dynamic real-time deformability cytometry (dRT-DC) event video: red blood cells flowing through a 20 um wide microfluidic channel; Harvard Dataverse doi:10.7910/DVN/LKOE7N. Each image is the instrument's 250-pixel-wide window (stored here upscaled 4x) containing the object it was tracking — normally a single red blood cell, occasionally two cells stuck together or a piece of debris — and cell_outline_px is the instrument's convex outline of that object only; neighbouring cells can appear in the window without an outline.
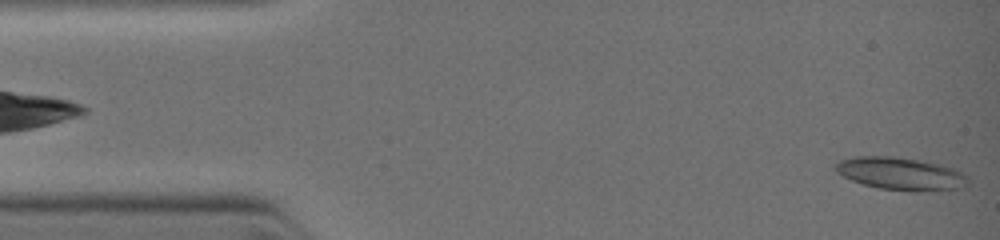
{"species": "common noctule bat (a hibernating species)", "species_latin": "Nyctalus noctula", "temperature_condition": "warm", "stored_images_in_passage": 6, "camera_frame_rate_fps": 3000, "um_per_image_px": 0.085, "animal": {"sex": "female", "body_mass_g": 19.0, "forearm_length_mm": 51.5}, "frame": {"image": 1, "passage_image": 6, "time_ms": 3.333, "image_size_px": [1000, 240], "cell_outline_px": [[968, 180], [956, 188], [880, 188], [864, 184], [852, 180], [844, 176], [836, 168], [836, 164], [840, 160], [856, 156], [892, 156], [940, 164], [952, 168], [960, 172]], "centroid_in_image_um": [76.44, 14.69], "position_along_channel_um": 8.6, "area_um2": 23.29}}